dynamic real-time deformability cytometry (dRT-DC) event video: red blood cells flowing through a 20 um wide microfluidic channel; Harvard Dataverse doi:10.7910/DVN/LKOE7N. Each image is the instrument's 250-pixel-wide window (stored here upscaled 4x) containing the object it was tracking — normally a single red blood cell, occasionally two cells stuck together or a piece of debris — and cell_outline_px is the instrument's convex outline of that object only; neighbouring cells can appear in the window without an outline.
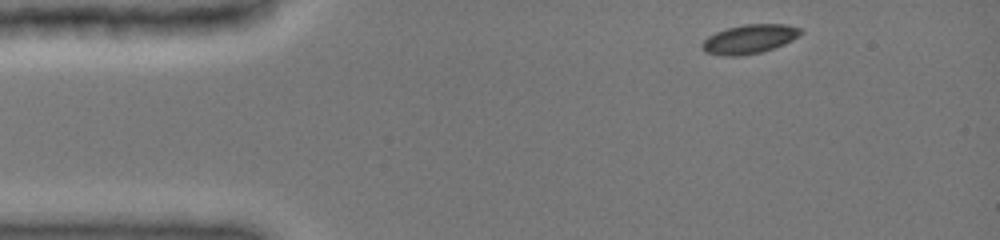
{"species": "common noctule bat (a hibernating species)", "species_latin": "Nyctalus noctula", "temperature_condition": "cold", "stored_images_in_passage": 40, "camera_frame_rate_fps": 3000, "um_per_image_px": 0.085, "animal": {"sex": "female", "body_mass_g": 19.0, "forearm_length_mm": 51.5}, "frame": {"image": 1, "passage_image": 1, "time_ms": 0.0, "image_size_px": [1000, 240], "cell_outline_px": [[804, 32], [800, 36], [784, 44], [760, 52], [740, 56], [724, 56], [704, 52], [700, 44], [708, 36], [716, 32], [728, 28], [744, 24], [784, 24], [800, 28]], "centroid_in_image_um": [63.69, 3.32], "position_along_channel_um": 21.3, "area_um2": 16.7}}
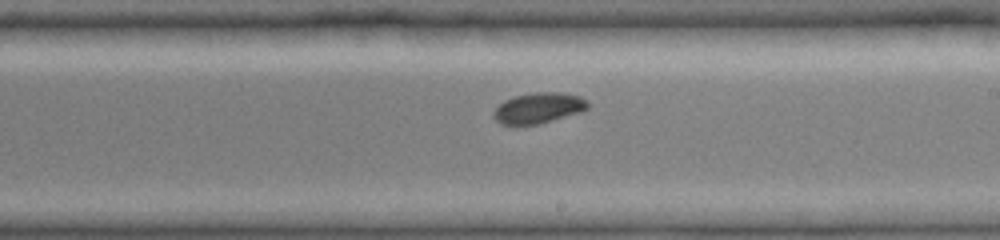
{"frame": {"image": 2, "passage_image": 23, "time_ms": 7.333, "image_size_px": [1000, 240], "cell_outline_px": [[588, 108], [580, 112], [540, 124], [500, 124], [492, 116], [492, 112], [504, 100], [516, 96], [536, 92], [560, 92], [580, 96], [588, 100]], "centroid_in_image_um": [45.78, 9.17], "position_along_channel_um": 243.2, "area_um2": 16.76}}
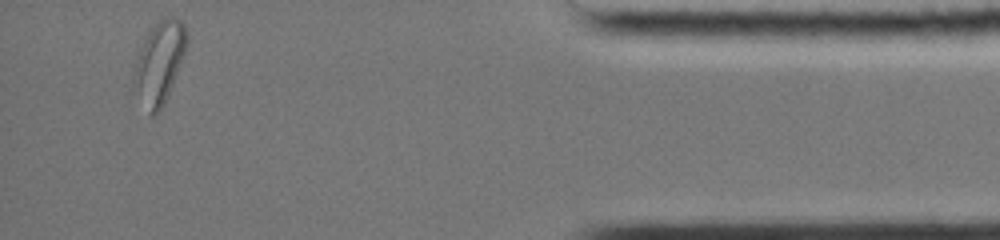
{"frame": {"image": 3, "passage_image": 40, "time_ms": 13.0, "image_size_px": [1000, 240], "cell_outline_px": [[188, 44], [184, 56], [168, 96], [164, 104], [152, 116], [132, 80], [132, 72], [136, 56], [148, 28], [156, 20], [168, 16], [180, 20], [184, 24], [188, 32]], "centroid_in_image_um": [13.57, 5.18], "position_along_channel_um": 421.6, "area_um2": 25.37}, "authors_computed_cell_mechanics": {"area_um2": 17.2244, "velocity_mm_per_s": 3.9463, "shape_relaxation_time_tau1_ms": 4.1759, "shape_relaxation_time_tau2_ms": null, "deformation_change_tau1": 0.085, "deformation_change_tau2": null}}